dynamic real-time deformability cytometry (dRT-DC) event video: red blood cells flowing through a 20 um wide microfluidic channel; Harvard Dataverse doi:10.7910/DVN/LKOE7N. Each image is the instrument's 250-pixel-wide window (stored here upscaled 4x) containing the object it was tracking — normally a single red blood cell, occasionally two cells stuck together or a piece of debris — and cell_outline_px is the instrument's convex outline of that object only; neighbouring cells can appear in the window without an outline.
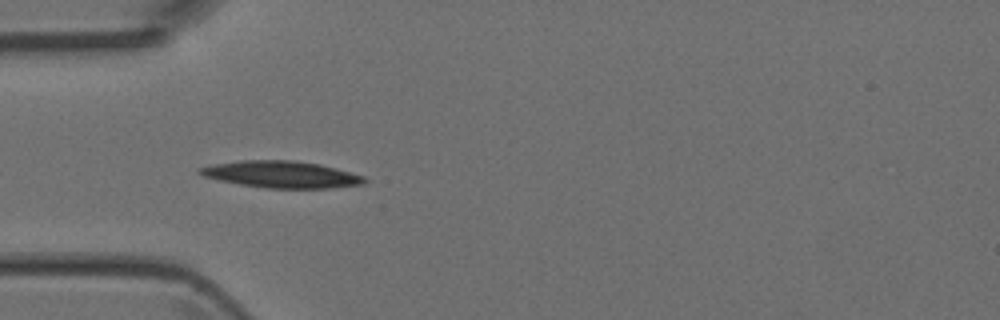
{"species": "Egyptian fruit bat (a non-hibernating species)", "species_latin": "Rousettus aegyptiacus", "temperature_condition": "room temperature", "stored_images_in_passage": 39, "camera_frame_rate_fps": 3000, "um_per_image_px": 0.085, "animal": {"sex": "female"}, "frame": {"image": 1, "passage_image": 3, "time_ms": 0.667, "image_size_px": [1000, 320], "cell_outline_px": [[368, 180], [364, 184], [332, 188], [264, 188], [240, 184], [220, 180], [204, 176], [196, 172], [196, 168], [216, 164], [240, 160], [292, 160], [320, 164], [336, 168], [364, 176]], "centroid_in_image_um": [23.93, 14.82], "position_along_channel_um": 61.1, "area_um2": 25.72}}
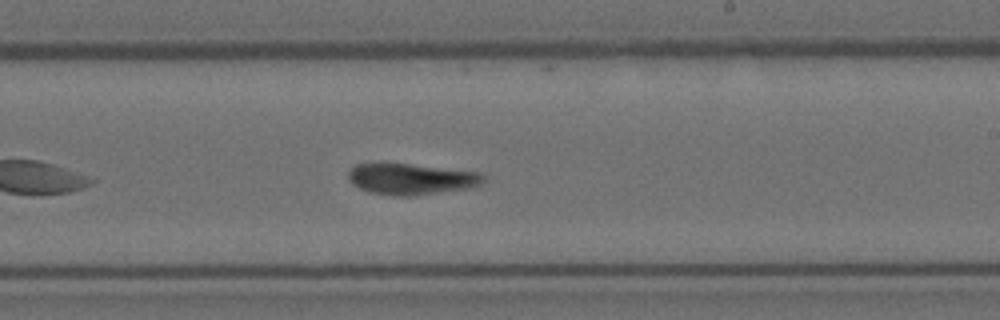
{"frame": {"image": 2, "passage_image": 18, "time_ms": 5.667, "image_size_px": [1000, 320], "cell_outline_px": [[484, 180], [480, 184], [468, 188], [408, 196], [392, 196], [372, 192], [360, 188], [352, 184], [348, 180], [348, 172], [356, 164], [380, 160], [384, 160], [480, 172], [484, 176]], "centroid_in_image_um": [34.87, 15.16], "position_along_channel_um": 254.1, "area_um2": 25.2}}
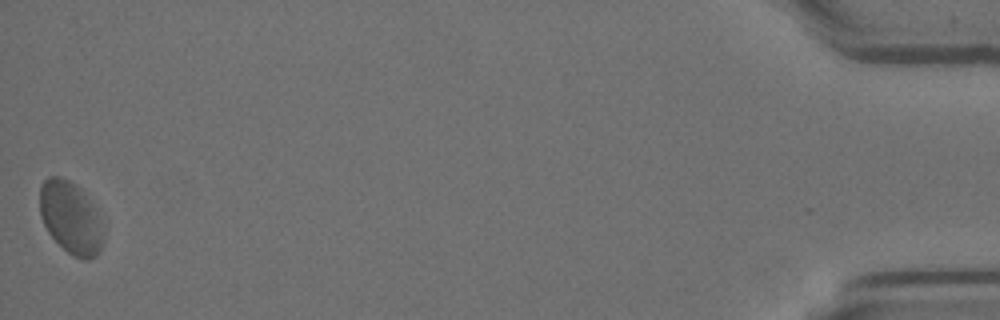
{"frame": {"image": 3, "passage_image": 39, "time_ms": 12.667, "image_size_px": [1000, 320], "cell_outline_px": [[108, 228], [100, 252], [96, 256], [88, 260], [84, 260], [72, 256], [48, 232], [40, 216], [40, 188], [44, 180], [48, 176], [60, 176], [68, 180], [80, 188]], "centroid_in_image_um": [6.07, 18.54], "position_along_channel_um": 429.1, "area_um2": 27.22}}